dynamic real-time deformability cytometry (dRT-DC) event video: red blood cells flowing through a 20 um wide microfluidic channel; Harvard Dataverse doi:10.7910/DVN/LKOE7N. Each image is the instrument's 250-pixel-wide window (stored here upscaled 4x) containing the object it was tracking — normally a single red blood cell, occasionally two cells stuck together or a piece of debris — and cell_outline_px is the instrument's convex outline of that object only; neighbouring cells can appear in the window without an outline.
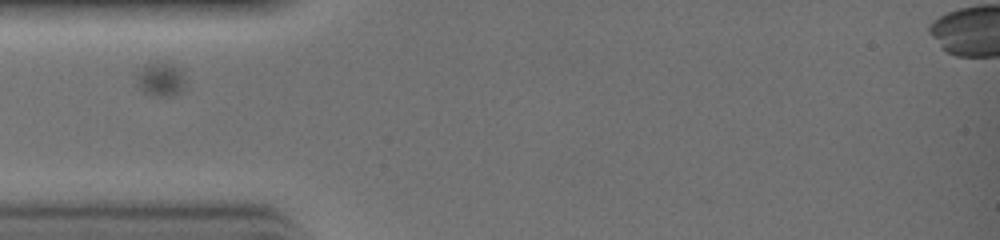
{"species": "common noctule bat (a hibernating species)", "species_latin": "Nyctalus noctula", "temperature_condition": "warm", "stored_images_in_passage": 29, "camera_frame_rate_fps": 3000, "um_per_image_px": 0.085, "animal": {"sex": "female", "body_mass_g": 19.0, "forearm_length_mm": 51.5}, "frame": {"image": 1, "passage_image": 3, "time_ms": 0.667, "image_size_px": [1000, 240], "cell_outline_px": [[188, 80], [184, 88], [180, 92], [172, 96], [156, 96], [144, 92], [136, 84], [136, 72], [144, 64], [156, 60], [168, 60]], "centroid_in_image_um": [13.64, 6.7], "position_along_channel_um": 71.4, "area_um2": 10.17}}